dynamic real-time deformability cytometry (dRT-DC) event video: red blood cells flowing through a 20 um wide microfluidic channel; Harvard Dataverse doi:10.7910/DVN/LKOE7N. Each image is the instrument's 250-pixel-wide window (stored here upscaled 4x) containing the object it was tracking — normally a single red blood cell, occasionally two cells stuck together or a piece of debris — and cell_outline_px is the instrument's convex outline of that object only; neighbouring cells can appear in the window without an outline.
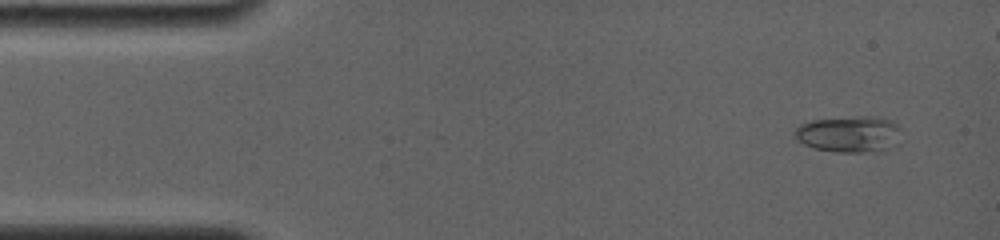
{"species": "common noctule bat (a hibernating species)", "species_latin": "Nyctalus noctula", "temperature_condition": "room temperature", "stored_images_in_passage": 38, "camera_frame_rate_fps": 4000, "um_per_image_px": 0.085, "animal": {"sex": "female", "body_mass_g": 19.0, "forearm_length_mm": 56.7}, "frame": {"image": 1, "passage_image": 3, "time_ms": 0.75, "image_size_px": [1000, 240], "cell_outline_px": [[900, 144], [876, 152], [836, 152], [816, 148], [804, 144], [796, 140], [796, 128], [800, 124], [812, 120], [864, 116], [868, 116], [892, 120], [900, 128]], "centroid_in_image_um": [72.23, 11.41], "position_along_channel_um": 12.8, "area_um2": 22.6}}
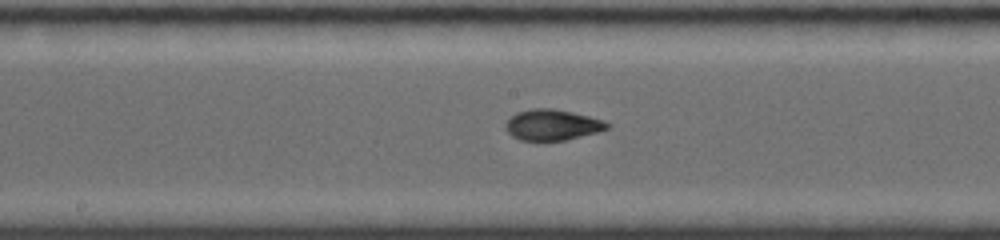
{"frame": {"image": 2, "passage_image": 20, "time_ms": 8.0, "image_size_px": [1000, 240], "cell_outline_px": [[612, 128], [564, 140], [520, 140], [512, 136], [504, 128], [504, 124], [516, 112], [532, 108], [552, 108], [572, 112], [604, 120], [612, 124]], "centroid_in_image_um": [46.95, 10.6], "position_along_channel_um": 201.2, "area_um2": 18.26}}
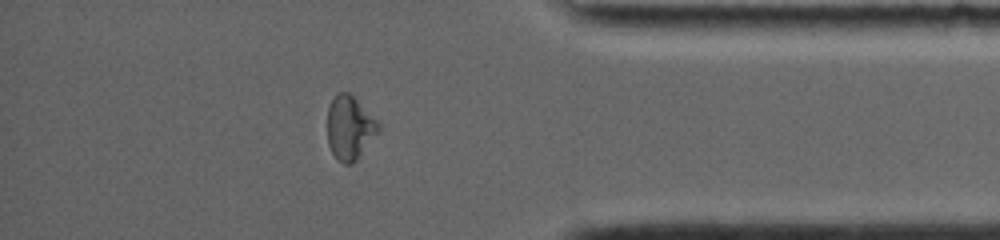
{"frame": {"image": 3, "passage_image": 31, "time_ms": 13.5, "image_size_px": [1000, 240], "cell_outline_px": [[380, 128], [356, 160], [352, 164], [344, 164], [336, 160], [328, 144], [328, 108], [336, 92], [348, 92], [380, 124]], "centroid_in_image_um": [29.69, 10.88], "position_along_channel_um": 405.5, "area_um2": 18.55}, "authors_computed_cell_mechanics": {"area_um2": 18.2937, "velocity_mm_per_s": 3.9186, "shape_relaxation_time_tau1_ms": null, "shape_relaxation_time_tau2_ms": 0.9226, "deformation_change_tau1": null, "deformation_change_tau2": 0.0409}}